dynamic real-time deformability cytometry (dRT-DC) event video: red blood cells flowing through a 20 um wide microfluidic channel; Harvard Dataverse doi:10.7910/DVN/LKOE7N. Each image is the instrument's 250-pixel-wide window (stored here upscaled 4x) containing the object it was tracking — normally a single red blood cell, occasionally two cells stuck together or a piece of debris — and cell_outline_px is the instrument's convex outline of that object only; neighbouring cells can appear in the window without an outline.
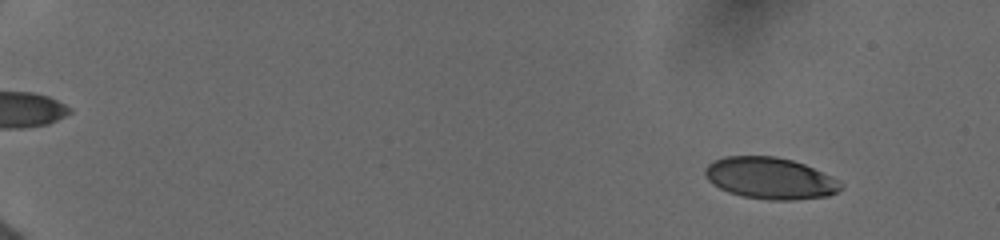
{"species": "human", "species_latin": "Homo sapiens", "temperature_condition": "cold", "stored_images_in_passage": 55, "camera_frame_rate_fps": 3000, "um_per_image_px": 0.085, "donor": {"sex": "female"}, "frame": {"image": 1, "passage_image": 6, "time_ms": 1.667, "image_size_px": [1000, 240], "cell_outline_px": [[844, 188], [828, 196], [792, 200], [772, 200], [744, 196], [728, 192], [712, 184], [704, 176], [704, 168], [708, 164], [724, 156], [776, 156], [792, 160], [804, 164], [840, 180], [844, 184]], "centroid_in_image_um": [65.47, 15.15], "position_along_channel_um": 19.5, "area_um2": 33.0}}
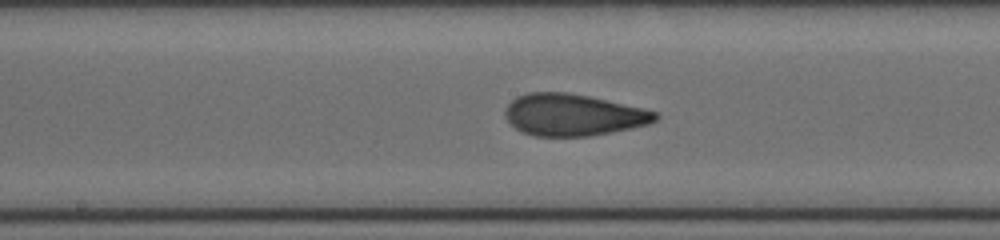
{"frame": {"image": 2, "passage_image": 32, "time_ms": 10.333, "image_size_px": [1000, 240], "cell_outline_px": [[660, 116], [656, 120], [648, 124], [612, 132], [588, 136], [536, 136], [520, 132], [504, 116], [504, 108], [512, 100], [528, 92], [568, 92], [588, 96], [644, 108], [656, 112]], "centroid_in_image_um": [48.7, 9.76], "position_along_channel_um": 199.5, "area_um2": 36.53}}
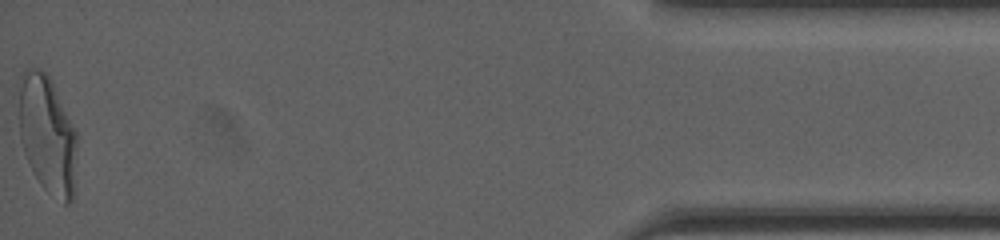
{"frame": {"image": 3, "passage_image": 55, "time_ms": 18.0, "image_size_px": [1000, 240], "cell_outline_px": [[76, 140], [72, 200], [68, 204], [64, 204], [44, 188], [40, 184], [32, 172], [24, 152], [20, 140], [16, 80], [24, 68], [40, 68], [52, 80], [76, 132]], "centroid_in_image_um": [3.94, 11.33], "position_along_channel_um": 431.3, "area_um2": 40.46}, "authors_computed_cell_mechanics": {"area_um2": 35.9516, "velocity_mm_per_s": 3.9446, "shape_relaxation_time_tau1_ms": 4.3343, "shape_relaxation_time_tau2_ms": 0.9733, "deformation_change_tau1": 0.18, "deformation_change_tau2": 0.0675}}